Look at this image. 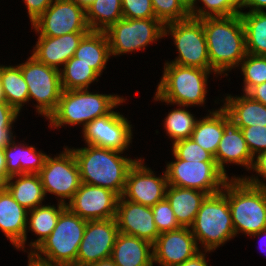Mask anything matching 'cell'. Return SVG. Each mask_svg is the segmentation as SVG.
<instances>
[{
	"instance_id": "c3c4849f",
	"label": "cell",
	"mask_w": 266,
	"mask_h": 266,
	"mask_svg": "<svg viewBox=\"0 0 266 266\" xmlns=\"http://www.w3.org/2000/svg\"><path fill=\"white\" fill-rule=\"evenodd\" d=\"M244 6L252 7L249 12H263V8H266V0H241V8Z\"/></svg>"
},
{
	"instance_id": "44dd1931",
	"label": "cell",
	"mask_w": 266,
	"mask_h": 266,
	"mask_svg": "<svg viewBox=\"0 0 266 266\" xmlns=\"http://www.w3.org/2000/svg\"><path fill=\"white\" fill-rule=\"evenodd\" d=\"M89 32H73L58 37L39 35L32 56L49 67L59 69L74 56L82 38Z\"/></svg>"
},
{
	"instance_id": "db71d44e",
	"label": "cell",
	"mask_w": 266,
	"mask_h": 266,
	"mask_svg": "<svg viewBox=\"0 0 266 266\" xmlns=\"http://www.w3.org/2000/svg\"><path fill=\"white\" fill-rule=\"evenodd\" d=\"M86 266H116L111 258L100 260L99 262L91 263Z\"/></svg>"
},
{
	"instance_id": "11a10c76",
	"label": "cell",
	"mask_w": 266,
	"mask_h": 266,
	"mask_svg": "<svg viewBox=\"0 0 266 266\" xmlns=\"http://www.w3.org/2000/svg\"><path fill=\"white\" fill-rule=\"evenodd\" d=\"M75 2L80 7L84 8L85 10L90 6L94 0H71Z\"/></svg>"
},
{
	"instance_id": "d590c367",
	"label": "cell",
	"mask_w": 266,
	"mask_h": 266,
	"mask_svg": "<svg viewBox=\"0 0 266 266\" xmlns=\"http://www.w3.org/2000/svg\"><path fill=\"white\" fill-rule=\"evenodd\" d=\"M200 1L204 4V10L203 8L198 9L197 6H193L189 10L190 17H193L195 19H203L208 17H225V16L238 15L242 12L240 11L242 10L241 0H200ZM205 8H207V10Z\"/></svg>"
},
{
	"instance_id": "277c9868",
	"label": "cell",
	"mask_w": 266,
	"mask_h": 266,
	"mask_svg": "<svg viewBox=\"0 0 266 266\" xmlns=\"http://www.w3.org/2000/svg\"><path fill=\"white\" fill-rule=\"evenodd\" d=\"M118 95L90 93L88 89L63 90L55 111L49 116L50 127L81 124L83 128L96 118L109 114L123 103Z\"/></svg>"
},
{
	"instance_id": "8fae6325",
	"label": "cell",
	"mask_w": 266,
	"mask_h": 266,
	"mask_svg": "<svg viewBox=\"0 0 266 266\" xmlns=\"http://www.w3.org/2000/svg\"><path fill=\"white\" fill-rule=\"evenodd\" d=\"M110 55L144 49L164 36V25L157 18L125 19L112 24L106 31Z\"/></svg>"
},
{
	"instance_id": "8992f818",
	"label": "cell",
	"mask_w": 266,
	"mask_h": 266,
	"mask_svg": "<svg viewBox=\"0 0 266 266\" xmlns=\"http://www.w3.org/2000/svg\"><path fill=\"white\" fill-rule=\"evenodd\" d=\"M210 72L213 71L166 62L154 99L182 107L202 105Z\"/></svg>"
},
{
	"instance_id": "60d3db41",
	"label": "cell",
	"mask_w": 266,
	"mask_h": 266,
	"mask_svg": "<svg viewBox=\"0 0 266 266\" xmlns=\"http://www.w3.org/2000/svg\"><path fill=\"white\" fill-rule=\"evenodd\" d=\"M125 19L155 18L151 0H121Z\"/></svg>"
},
{
	"instance_id": "8d00e7d4",
	"label": "cell",
	"mask_w": 266,
	"mask_h": 266,
	"mask_svg": "<svg viewBox=\"0 0 266 266\" xmlns=\"http://www.w3.org/2000/svg\"><path fill=\"white\" fill-rule=\"evenodd\" d=\"M240 65L244 76V94L252 87L266 82V56L247 53Z\"/></svg>"
},
{
	"instance_id": "4fadbf2b",
	"label": "cell",
	"mask_w": 266,
	"mask_h": 266,
	"mask_svg": "<svg viewBox=\"0 0 266 266\" xmlns=\"http://www.w3.org/2000/svg\"><path fill=\"white\" fill-rule=\"evenodd\" d=\"M41 36L58 37L73 32H90L86 11L71 0H54L32 23Z\"/></svg>"
},
{
	"instance_id": "f5cc1de1",
	"label": "cell",
	"mask_w": 266,
	"mask_h": 266,
	"mask_svg": "<svg viewBox=\"0 0 266 266\" xmlns=\"http://www.w3.org/2000/svg\"><path fill=\"white\" fill-rule=\"evenodd\" d=\"M8 177L0 172V193L7 191Z\"/></svg>"
},
{
	"instance_id": "9c48e42d",
	"label": "cell",
	"mask_w": 266,
	"mask_h": 266,
	"mask_svg": "<svg viewBox=\"0 0 266 266\" xmlns=\"http://www.w3.org/2000/svg\"><path fill=\"white\" fill-rule=\"evenodd\" d=\"M174 157L176 161L167 164L165 171L170 186L195 189L211 195L222 191L229 179L215 161H185Z\"/></svg>"
},
{
	"instance_id": "cb8c5ba5",
	"label": "cell",
	"mask_w": 266,
	"mask_h": 266,
	"mask_svg": "<svg viewBox=\"0 0 266 266\" xmlns=\"http://www.w3.org/2000/svg\"><path fill=\"white\" fill-rule=\"evenodd\" d=\"M207 195L203 191L168 185L165 198L170 203L179 225L190 228Z\"/></svg>"
},
{
	"instance_id": "3957f363",
	"label": "cell",
	"mask_w": 266,
	"mask_h": 266,
	"mask_svg": "<svg viewBox=\"0 0 266 266\" xmlns=\"http://www.w3.org/2000/svg\"><path fill=\"white\" fill-rule=\"evenodd\" d=\"M227 200L235 235H251L266 229V183L257 177L227 180Z\"/></svg>"
},
{
	"instance_id": "52a82bcc",
	"label": "cell",
	"mask_w": 266,
	"mask_h": 266,
	"mask_svg": "<svg viewBox=\"0 0 266 266\" xmlns=\"http://www.w3.org/2000/svg\"><path fill=\"white\" fill-rule=\"evenodd\" d=\"M86 224L87 220L66 207L60 213L51 234L33 252L38 257L59 266H76V257Z\"/></svg>"
},
{
	"instance_id": "603a6c76",
	"label": "cell",
	"mask_w": 266,
	"mask_h": 266,
	"mask_svg": "<svg viewBox=\"0 0 266 266\" xmlns=\"http://www.w3.org/2000/svg\"><path fill=\"white\" fill-rule=\"evenodd\" d=\"M111 259L116 266H153V245L144 239L118 233Z\"/></svg>"
},
{
	"instance_id": "d4e9b609",
	"label": "cell",
	"mask_w": 266,
	"mask_h": 266,
	"mask_svg": "<svg viewBox=\"0 0 266 266\" xmlns=\"http://www.w3.org/2000/svg\"><path fill=\"white\" fill-rule=\"evenodd\" d=\"M13 140V141H12ZM16 145L14 139L4 146L7 177L18 174H38L44 166L47 154L37 152L33 146Z\"/></svg>"
},
{
	"instance_id": "4dcf8cb0",
	"label": "cell",
	"mask_w": 266,
	"mask_h": 266,
	"mask_svg": "<svg viewBox=\"0 0 266 266\" xmlns=\"http://www.w3.org/2000/svg\"><path fill=\"white\" fill-rule=\"evenodd\" d=\"M58 208L55 206H38L30 211L28 214L29 221L27 220L26 227H29L31 231L39 235V238L30 243L31 248L34 250L51 234L55 228L57 221L59 219L60 213L66 208V204L60 203L58 201Z\"/></svg>"
},
{
	"instance_id": "ac0fdd59",
	"label": "cell",
	"mask_w": 266,
	"mask_h": 266,
	"mask_svg": "<svg viewBox=\"0 0 266 266\" xmlns=\"http://www.w3.org/2000/svg\"><path fill=\"white\" fill-rule=\"evenodd\" d=\"M198 244L191 228L160 233L153 244V262L161 266H176L199 252Z\"/></svg>"
},
{
	"instance_id": "7bdbcfd3",
	"label": "cell",
	"mask_w": 266,
	"mask_h": 266,
	"mask_svg": "<svg viewBox=\"0 0 266 266\" xmlns=\"http://www.w3.org/2000/svg\"><path fill=\"white\" fill-rule=\"evenodd\" d=\"M54 0H24L31 23L35 22Z\"/></svg>"
},
{
	"instance_id": "83f0119b",
	"label": "cell",
	"mask_w": 266,
	"mask_h": 266,
	"mask_svg": "<svg viewBox=\"0 0 266 266\" xmlns=\"http://www.w3.org/2000/svg\"><path fill=\"white\" fill-rule=\"evenodd\" d=\"M16 177L18 179L12 182ZM7 190L28 211L42 206V201L46 196L38 174L26 173L10 176L8 178Z\"/></svg>"
},
{
	"instance_id": "d6986e66",
	"label": "cell",
	"mask_w": 266,
	"mask_h": 266,
	"mask_svg": "<svg viewBox=\"0 0 266 266\" xmlns=\"http://www.w3.org/2000/svg\"><path fill=\"white\" fill-rule=\"evenodd\" d=\"M116 222L119 233L135 236L150 242H156L160 233L154 222L151 207L118 198Z\"/></svg>"
},
{
	"instance_id": "836d02e7",
	"label": "cell",
	"mask_w": 266,
	"mask_h": 266,
	"mask_svg": "<svg viewBox=\"0 0 266 266\" xmlns=\"http://www.w3.org/2000/svg\"><path fill=\"white\" fill-rule=\"evenodd\" d=\"M60 70L62 90L88 89L100 76L92 67L71 57Z\"/></svg>"
},
{
	"instance_id": "d6a6232c",
	"label": "cell",
	"mask_w": 266,
	"mask_h": 266,
	"mask_svg": "<svg viewBox=\"0 0 266 266\" xmlns=\"http://www.w3.org/2000/svg\"><path fill=\"white\" fill-rule=\"evenodd\" d=\"M85 11L91 31H106L123 18L121 0H94Z\"/></svg>"
},
{
	"instance_id": "484cf974",
	"label": "cell",
	"mask_w": 266,
	"mask_h": 266,
	"mask_svg": "<svg viewBox=\"0 0 266 266\" xmlns=\"http://www.w3.org/2000/svg\"><path fill=\"white\" fill-rule=\"evenodd\" d=\"M227 96L221 106L229 118L239 127L266 126V105L244 94L240 97Z\"/></svg>"
},
{
	"instance_id": "7402d4cb",
	"label": "cell",
	"mask_w": 266,
	"mask_h": 266,
	"mask_svg": "<svg viewBox=\"0 0 266 266\" xmlns=\"http://www.w3.org/2000/svg\"><path fill=\"white\" fill-rule=\"evenodd\" d=\"M28 210L7 190L0 193V229L16 249H24L27 240Z\"/></svg>"
},
{
	"instance_id": "7c38bea8",
	"label": "cell",
	"mask_w": 266,
	"mask_h": 266,
	"mask_svg": "<svg viewBox=\"0 0 266 266\" xmlns=\"http://www.w3.org/2000/svg\"><path fill=\"white\" fill-rule=\"evenodd\" d=\"M38 175L45 194L51 193L60 197V203L63 204H66V198L69 201L73 198L81 184L76 159L68 148L55 158L48 155Z\"/></svg>"
},
{
	"instance_id": "681fc988",
	"label": "cell",
	"mask_w": 266,
	"mask_h": 266,
	"mask_svg": "<svg viewBox=\"0 0 266 266\" xmlns=\"http://www.w3.org/2000/svg\"><path fill=\"white\" fill-rule=\"evenodd\" d=\"M29 257V263L28 266H59L56 264H53L43 258L38 257L31 249V251L28 253Z\"/></svg>"
},
{
	"instance_id": "e0dca14e",
	"label": "cell",
	"mask_w": 266,
	"mask_h": 266,
	"mask_svg": "<svg viewBox=\"0 0 266 266\" xmlns=\"http://www.w3.org/2000/svg\"><path fill=\"white\" fill-rule=\"evenodd\" d=\"M167 187L165 171L162 177L154 176L153 171L144 166L140 158L130 168L121 196L131 202L152 207L165 199Z\"/></svg>"
},
{
	"instance_id": "f546056e",
	"label": "cell",
	"mask_w": 266,
	"mask_h": 266,
	"mask_svg": "<svg viewBox=\"0 0 266 266\" xmlns=\"http://www.w3.org/2000/svg\"><path fill=\"white\" fill-rule=\"evenodd\" d=\"M246 53L266 56V12H241Z\"/></svg>"
},
{
	"instance_id": "ffe728a7",
	"label": "cell",
	"mask_w": 266,
	"mask_h": 266,
	"mask_svg": "<svg viewBox=\"0 0 266 266\" xmlns=\"http://www.w3.org/2000/svg\"><path fill=\"white\" fill-rule=\"evenodd\" d=\"M223 136L215 154L217 167L228 177L224 163H235L251 170L254 157L251 155L241 129L223 109Z\"/></svg>"
},
{
	"instance_id": "5bb4252c",
	"label": "cell",
	"mask_w": 266,
	"mask_h": 266,
	"mask_svg": "<svg viewBox=\"0 0 266 266\" xmlns=\"http://www.w3.org/2000/svg\"><path fill=\"white\" fill-rule=\"evenodd\" d=\"M118 225L115 218L87 221L76 257V266L111 258Z\"/></svg>"
},
{
	"instance_id": "ab89813d",
	"label": "cell",
	"mask_w": 266,
	"mask_h": 266,
	"mask_svg": "<svg viewBox=\"0 0 266 266\" xmlns=\"http://www.w3.org/2000/svg\"><path fill=\"white\" fill-rule=\"evenodd\" d=\"M151 209L159 233L181 228L166 198L153 205Z\"/></svg>"
},
{
	"instance_id": "4316f807",
	"label": "cell",
	"mask_w": 266,
	"mask_h": 266,
	"mask_svg": "<svg viewBox=\"0 0 266 266\" xmlns=\"http://www.w3.org/2000/svg\"><path fill=\"white\" fill-rule=\"evenodd\" d=\"M109 40L105 31H90L80 41L74 57L101 75L110 57Z\"/></svg>"
},
{
	"instance_id": "1f68e13d",
	"label": "cell",
	"mask_w": 266,
	"mask_h": 266,
	"mask_svg": "<svg viewBox=\"0 0 266 266\" xmlns=\"http://www.w3.org/2000/svg\"><path fill=\"white\" fill-rule=\"evenodd\" d=\"M0 80L5 96V101L18 113L23 104L29 101L28 86L23 78L21 68L17 66H4Z\"/></svg>"
},
{
	"instance_id": "e575fe53",
	"label": "cell",
	"mask_w": 266,
	"mask_h": 266,
	"mask_svg": "<svg viewBox=\"0 0 266 266\" xmlns=\"http://www.w3.org/2000/svg\"><path fill=\"white\" fill-rule=\"evenodd\" d=\"M197 119L187 110L174 109L164 121V128L170 138L177 142L191 138Z\"/></svg>"
},
{
	"instance_id": "ba28073f",
	"label": "cell",
	"mask_w": 266,
	"mask_h": 266,
	"mask_svg": "<svg viewBox=\"0 0 266 266\" xmlns=\"http://www.w3.org/2000/svg\"><path fill=\"white\" fill-rule=\"evenodd\" d=\"M167 34L173 36L179 53L178 57L169 63L212 70L202 19L189 17L182 21L166 24L164 25V36Z\"/></svg>"
},
{
	"instance_id": "816d5d0a",
	"label": "cell",
	"mask_w": 266,
	"mask_h": 266,
	"mask_svg": "<svg viewBox=\"0 0 266 266\" xmlns=\"http://www.w3.org/2000/svg\"><path fill=\"white\" fill-rule=\"evenodd\" d=\"M0 172L4 173L7 176L4 146H0Z\"/></svg>"
},
{
	"instance_id": "2e32d148",
	"label": "cell",
	"mask_w": 266,
	"mask_h": 266,
	"mask_svg": "<svg viewBox=\"0 0 266 266\" xmlns=\"http://www.w3.org/2000/svg\"><path fill=\"white\" fill-rule=\"evenodd\" d=\"M118 198L112 190L81 182L66 207L87 221L110 219L116 217Z\"/></svg>"
},
{
	"instance_id": "6da1fadb",
	"label": "cell",
	"mask_w": 266,
	"mask_h": 266,
	"mask_svg": "<svg viewBox=\"0 0 266 266\" xmlns=\"http://www.w3.org/2000/svg\"><path fill=\"white\" fill-rule=\"evenodd\" d=\"M202 24L213 72L223 74L239 66L247 54L240 14L203 18Z\"/></svg>"
},
{
	"instance_id": "bcb514c9",
	"label": "cell",
	"mask_w": 266,
	"mask_h": 266,
	"mask_svg": "<svg viewBox=\"0 0 266 266\" xmlns=\"http://www.w3.org/2000/svg\"><path fill=\"white\" fill-rule=\"evenodd\" d=\"M255 160L251 169H254L259 176L261 175L266 180V150L258 153Z\"/></svg>"
},
{
	"instance_id": "f1b7e54d",
	"label": "cell",
	"mask_w": 266,
	"mask_h": 266,
	"mask_svg": "<svg viewBox=\"0 0 266 266\" xmlns=\"http://www.w3.org/2000/svg\"><path fill=\"white\" fill-rule=\"evenodd\" d=\"M197 120L191 138L214 157L223 136V108Z\"/></svg>"
},
{
	"instance_id": "ee69618b",
	"label": "cell",
	"mask_w": 266,
	"mask_h": 266,
	"mask_svg": "<svg viewBox=\"0 0 266 266\" xmlns=\"http://www.w3.org/2000/svg\"><path fill=\"white\" fill-rule=\"evenodd\" d=\"M18 112L12 108L6 101H0V127L12 128L13 122H15Z\"/></svg>"
},
{
	"instance_id": "7a4b0ae2",
	"label": "cell",
	"mask_w": 266,
	"mask_h": 266,
	"mask_svg": "<svg viewBox=\"0 0 266 266\" xmlns=\"http://www.w3.org/2000/svg\"><path fill=\"white\" fill-rule=\"evenodd\" d=\"M76 159L81 182L123 194L130 168L138 160L120 156L123 152L88 145L70 149Z\"/></svg>"
},
{
	"instance_id": "680465c9",
	"label": "cell",
	"mask_w": 266,
	"mask_h": 266,
	"mask_svg": "<svg viewBox=\"0 0 266 266\" xmlns=\"http://www.w3.org/2000/svg\"><path fill=\"white\" fill-rule=\"evenodd\" d=\"M260 235H263L266 237V229H263L261 230L260 232H257V233H254V234H251L250 236H260Z\"/></svg>"
},
{
	"instance_id": "6f0895ef",
	"label": "cell",
	"mask_w": 266,
	"mask_h": 266,
	"mask_svg": "<svg viewBox=\"0 0 266 266\" xmlns=\"http://www.w3.org/2000/svg\"><path fill=\"white\" fill-rule=\"evenodd\" d=\"M0 101H5V96H4L1 80H0Z\"/></svg>"
},
{
	"instance_id": "f907efd6",
	"label": "cell",
	"mask_w": 266,
	"mask_h": 266,
	"mask_svg": "<svg viewBox=\"0 0 266 266\" xmlns=\"http://www.w3.org/2000/svg\"><path fill=\"white\" fill-rule=\"evenodd\" d=\"M12 128H1L0 127V146H6L12 138H14L11 132Z\"/></svg>"
},
{
	"instance_id": "b9f144b4",
	"label": "cell",
	"mask_w": 266,
	"mask_h": 266,
	"mask_svg": "<svg viewBox=\"0 0 266 266\" xmlns=\"http://www.w3.org/2000/svg\"><path fill=\"white\" fill-rule=\"evenodd\" d=\"M240 129L253 157H255V154L266 150V126L252 125Z\"/></svg>"
},
{
	"instance_id": "7dc6e473",
	"label": "cell",
	"mask_w": 266,
	"mask_h": 266,
	"mask_svg": "<svg viewBox=\"0 0 266 266\" xmlns=\"http://www.w3.org/2000/svg\"><path fill=\"white\" fill-rule=\"evenodd\" d=\"M205 258V254L199 251L190 259L176 266H208Z\"/></svg>"
},
{
	"instance_id": "f35d334b",
	"label": "cell",
	"mask_w": 266,
	"mask_h": 266,
	"mask_svg": "<svg viewBox=\"0 0 266 266\" xmlns=\"http://www.w3.org/2000/svg\"><path fill=\"white\" fill-rule=\"evenodd\" d=\"M173 155L185 161H215L214 156L203 149L192 138L173 142Z\"/></svg>"
},
{
	"instance_id": "9a60e30c",
	"label": "cell",
	"mask_w": 266,
	"mask_h": 266,
	"mask_svg": "<svg viewBox=\"0 0 266 266\" xmlns=\"http://www.w3.org/2000/svg\"><path fill=\"white\" fill-rule=\"evenodd\" d=\"M120 112L111 111L88 123L83 128L84 140L88 145L125 151L131 143L132 130L127 118Z\"/></svg>"
},
{
	"instance_id": "5b68a950",
	"label": "cell",
	"mask_w": 266,
	"mask_h": 266,
	"mask_svg": "<svg viewBox=\"0 0 266 266\" xmlns=\"http://www.w3.org/2000/svg\"><path fill=\"white\" fill-rule=\"evenodd\" d=\"M223 189L218 193L206 196L190 227L196 242L204 245L205 252H211L235 237L227 200V181Z\"/></svg>"
},
{
	"instance_id": "74e56055",
	"label": "cell",
	"mask_w": 266,
	"mask_h": 266,
	"mask_svg": "<svg viewBox=\"0 0 266 266\" xmlns=\"http://www.w3.org/2000/svg\"><path fill=\"white\" fill-rule=\"evenodd\" d=\"M157 18L163 25L190 17L189 10L180 0H151Z\"/></svg>"
},
{
	"instance_id": "30bf717a",
	"label": "cell",
	"mask_w": 266,
	"mask_h": 266,
	"mask_svg": "<svg viewBox=\"0 0 266 266\" xmlns=\"http://www.w3.org/2000/svg\"><path fill=\"white\" fill-rule=\"evenodd\" d=\"M18 66L28 86L29 100H36L37 112L48 119L55 111L63 91L60 70L40 63L32 55Z\"/></svg>"
},
{
	"instance_id": "91938a15",
	"label": "cell",
	"mask_w": 266,
	"mask_h": 266,
	"mask_svg": "<svg viewBox=\"0 0 266 266\" xmlns=\"http://www.w3.org/2000/svg\"><path fill=\"white\" fill-rule=\"evenodd\" d=\"M3 67H4V66H2V65L0 66V74H1V71H2V68H3Z\"/></svg>"
},
{
	"instance_id": "f6af8a7d",
	"label": "cell",
	"mask_w": 266,
	"mask_h": 266,
	"mask_svg": "<svg viewBox=\"0 0 266 266\" xmlns=\"http://www.w3.org/2000/svg\"><path fill=\"white\" fill-rule=\"evenodd\" d=\"M246 95L257 102L266 105V82L252 87Z\"/></svg>"
},
{
	"instance_id": "9f6ffc18",
	"label": "cell",
	"mask_w": 266,
	"mask_h": 266,
	"mask_svg": "<svg viewBox=\"0 0 266 266\" xmlns=\"http://www.w3.org/2000/svg\"><path fill=\"white\" fill-rule=\"evenodd\" d=\"M183 5L190 10L197 2V0H180Z\"/></svg>"
}]
</instances>
